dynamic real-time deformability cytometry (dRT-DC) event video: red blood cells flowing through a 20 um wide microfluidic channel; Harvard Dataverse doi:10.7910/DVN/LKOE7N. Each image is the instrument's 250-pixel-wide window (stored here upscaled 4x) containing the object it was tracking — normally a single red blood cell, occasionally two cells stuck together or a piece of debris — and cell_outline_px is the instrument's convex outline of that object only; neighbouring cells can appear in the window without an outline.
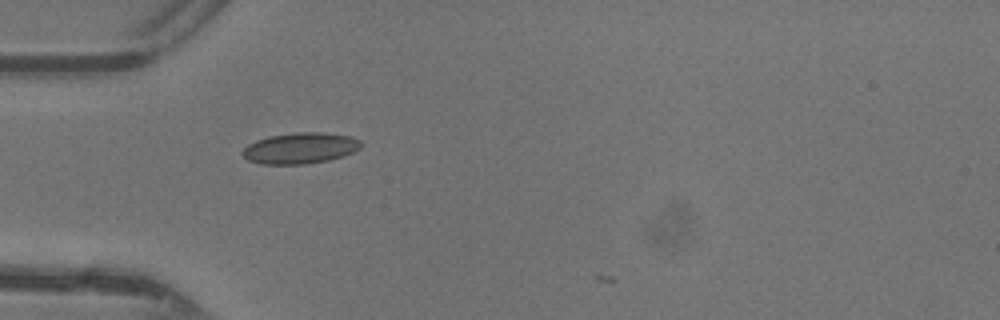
{"species": "common noctule bat (a hibernating species)", "species_latin": "Nyctalus noctula", "temperature_condition": "warm", "stored_images_in_passage": 3, "camera_frame_rate_fps": 3000, "um_per_image_px": 0.085, "animal": {"sex": "female"}, "frame": {"image": 1, "passage_image": 2, "time_ms": 0.333, "image_size_px": [1000, 320], "cell_outline_px": [[364, 144], [360, 148], [352, 152], [328, 160], [304, 164], [260, 164], [248, 160], [240, 152], [248, 144], [256, 140], [268, 136], [296, 132], [324, 132], [352, 136], [360, 140]], "centroid_in_image_um": [25.51, 12.58], "position_along_channel_um": 59.5, "area_um2": 21.5}}